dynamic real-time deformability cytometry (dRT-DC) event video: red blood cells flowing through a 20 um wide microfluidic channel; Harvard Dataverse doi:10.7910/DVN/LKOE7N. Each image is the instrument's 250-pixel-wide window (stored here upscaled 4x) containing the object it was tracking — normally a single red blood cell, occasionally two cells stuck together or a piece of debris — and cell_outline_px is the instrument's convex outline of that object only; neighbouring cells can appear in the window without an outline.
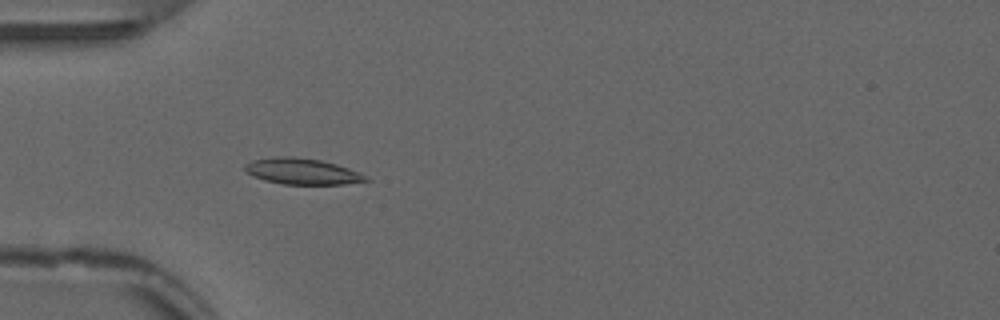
{"species": "common noctule bat (a hibernating species)", "species_latin": "Nyctalus noctula", "temperature_condition": "warm", "stored_images_in_passage": 54, "camera_frame_rate_fps": 3000, "um_per_image_px": 0.085, "animal": {"sex": "male", "forearm_length_mm": 52.5}, "frame": {"image": 1, "passage_image": 17, "time_ms": 5.333, "image_size_px": [1000, 320], "cell_outline_px": [[372, 180], [344, 184], [284, 184], [264, 180], [252, 176], [244, 168], [244, 164], [252, 160], [276, 156], [292, 156], [320, 160], [336, 164], [360, 172], [368, 176]], "centroid_in_image_um": [25.7, 14.56], "position_along_channel_um": 59.3, "area_um2": 18.44}}
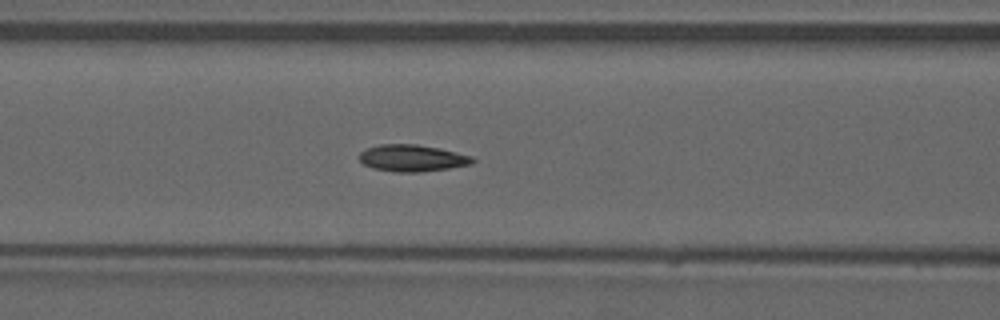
{"frame": {"image": 2, "passage_image": 23, "time_ms": 7.333, "image_size_px": [1000, 320], "cell_outline_px": [[476, 160], [472, 164], [448, 168], [420, 172], [392, 172], [372, 168], [364, 164], [360, 160], [360, 152], [364, 148], [380, 144], [416, 144], [440, 148], [472, 156]], "centroid_in_image_um": [35.02, 13.43], "position_along_channel_um": 131.6, "area_um2": 17.8}}
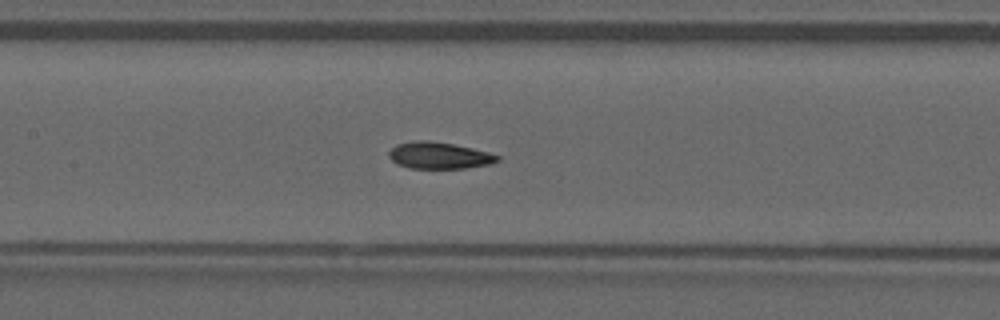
{"frame": {"image": 3, "passage_image": 26, "time_ms": 8.333, "image_size_px": [1000, 320], "cell_outline_px": [[500, 160], [492, 164], [464, 168], [408, 168], [396, 164], [388, 156], [388, 152], [396, 144], [412, 140], [428, 140], [452, 144], [472, 148], [488, 152], [500, 156]], "centroid_in_image_um": [37.3, 13.21], "position_along_channel_um": 170.1, "area_um2": 16.99}, "authors_computed_cell_mechanics": {"area_um2": 17.2822, "velocity_mm_per_s": 3.839, "shape_relaxation_time_tau1_ms": 8.969, "shape_relaxation_time_tau2_ms": 1.2393, "deformation_change_tau1": 0.2312, "deformation_change_tau2": 0.0564}}